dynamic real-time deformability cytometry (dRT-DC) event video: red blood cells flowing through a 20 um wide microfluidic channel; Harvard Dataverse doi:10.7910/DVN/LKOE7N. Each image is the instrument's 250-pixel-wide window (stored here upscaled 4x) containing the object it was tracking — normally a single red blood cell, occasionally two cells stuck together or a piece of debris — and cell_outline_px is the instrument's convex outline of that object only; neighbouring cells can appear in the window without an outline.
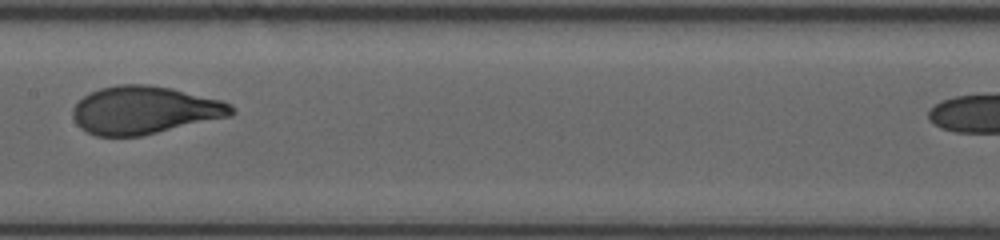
{"species": "human", "species_latin": "Homo sapiens", "temperature_condition": "room temperature", "stored_images_in_passage": 18, "camera_frame_rate_fps": 3000, "um_per_image_px": 0.085, "donor": {"sex": "female"}, "frame": {"image": 1, "passage_image": 11, "time_ms": 3.333, "image_size_px": [1000, 240], "cell_outline_px": [[236, 112], [232, 116], [140, 136], [96, 136], [80, 128], [76, 124], [72, 116], [72, 108], [84, 96], [100, 88], [116, 84], [148, 84], [172, 88], [220, 100], [232, 104], [236, 108]], "centroid_in_image_um": [12.3, 9.36], "position_along_channel_um": 195.1, "area_um2": 44.39}}
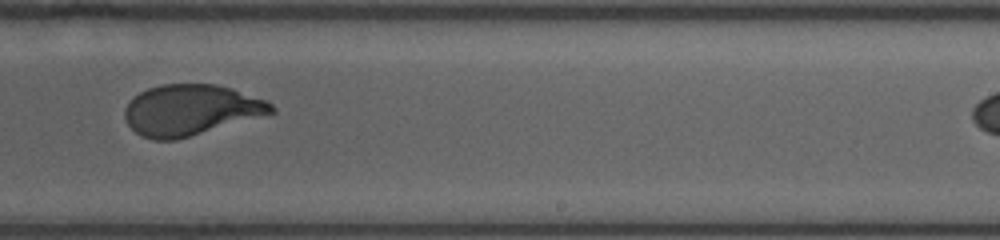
{"frame": {"image": 2, "passage_image": 13, "time_ms": 4.0, "image_size_px": [1000, 240], "cell_outline_px": [[276, 112], [176, 140], [156, 140], [140, 136], [128, 124], [124, 116], [124, 108], [140, 92], [148, 88], [160, 84], [216, 84], [232, 88], [268, 100], [276, 108]], "centroid_in_image_um": [16.23, 9.34], "position_along_channel_um": 272.8, "area_um2": 43.35}}